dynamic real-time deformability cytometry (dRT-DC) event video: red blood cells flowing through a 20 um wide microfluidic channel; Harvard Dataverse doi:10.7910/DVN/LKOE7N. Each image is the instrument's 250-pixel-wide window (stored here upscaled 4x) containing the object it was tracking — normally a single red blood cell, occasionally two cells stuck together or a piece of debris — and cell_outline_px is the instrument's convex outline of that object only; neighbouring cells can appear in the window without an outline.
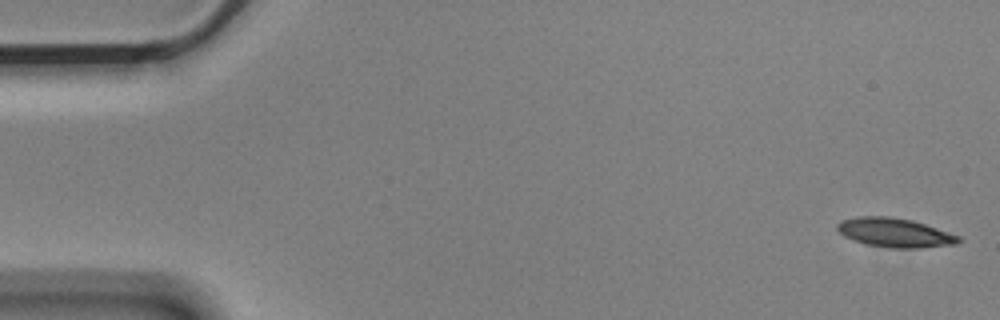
{"species": "Egyptian fruit bat (a non-hibernating species)", "species_latin": "Rousettus aegyptiacus", "temperature_condition": "cold", "stored_images_in_passage": 5, "camera_frame_rate_fps": 3000, "um_per_image_px": 0.085, "animal": {"sex": "male"}, "frame": {"image": 1, "passage_image": 1, "time_ms": 0.0, "image_size_px": [1000, 320], "cell_outline_px": [[964, 240], [956, 244], [920, 248], [888, 248], [864, 244], [852, 240], [844, 236], [836, 228], [836, 224], [840, 220], [856, 216], [888, 216], [912, 220], [960, 236]], "centroid_in_image_um": [76.03, 19.78], "position_along_channel_um": 9.0, "area_um2": 20.81}}
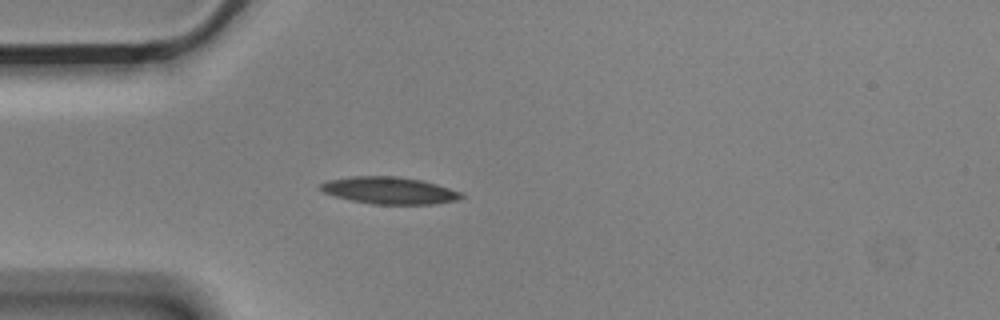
{"frame": {"image": 2, "passage_image": 5, "time_ms": 1.333, "image_size_px": [1000, 320], "cell_outline_px": [[464, 196], [456, 200], [436, 204], [372, 204], [352, 200], [336, 196], [324, 192], [320, 188], [320, 184], [328, 180], [352, 176], [396, 176], [420, 180], [436, 184], [464, 192]], "centroid_in_image_um": [33.13, 16.19], "position_along_channel_um": 51.9, "area_um2": 22.08}}